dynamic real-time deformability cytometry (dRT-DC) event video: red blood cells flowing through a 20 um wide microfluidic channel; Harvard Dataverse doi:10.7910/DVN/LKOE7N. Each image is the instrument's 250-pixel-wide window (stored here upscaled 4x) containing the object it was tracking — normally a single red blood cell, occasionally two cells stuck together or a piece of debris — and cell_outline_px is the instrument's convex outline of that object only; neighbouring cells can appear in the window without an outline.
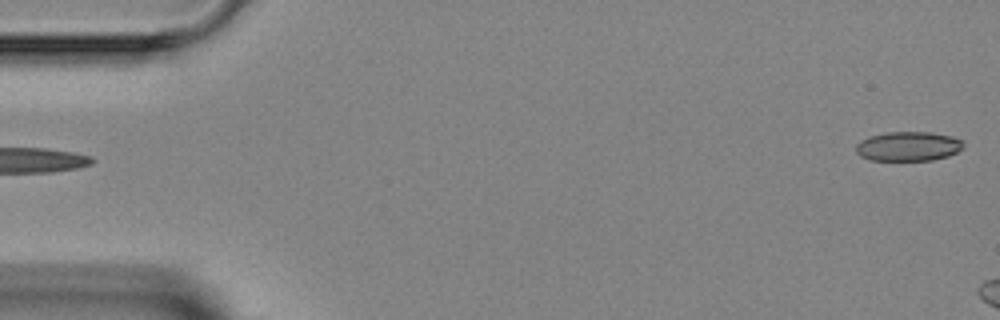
{"species": "Egyptian fruit bat (a non-hibernating species)", "species_latin": "Rousettus aegyptiacus", "temperature_condition": "room temperature", "stored_images_in_passage": 3, "segment_of_instrument_passage": [2, 2], "camera_frame_rate_fps": 3000, "um_per_image_px": 0.085, "animal": {"sex": "female"}, "frame": {"image": 1, "passage_image": 3, "time_ms": 3.333, "image_size_px": [1000, 320], "cell_outline_px": [[964, 144], [956, 152], [948, 156], [932, 160], [868, 160], [860, 156], [856, 152], [856, 144], [860, 140], [868, 136], [884, 132], [928, 132], [952, 136], [960, 140]], "centroid_in_image_um": [77.14, 12.43], "position_along_channel_um": 7.9, "area_um2": 18.44}}